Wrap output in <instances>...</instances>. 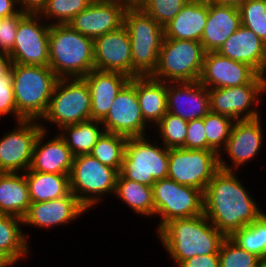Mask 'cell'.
Returning a JSON list of instances; mask_svg holds the SVG:
<instances>
[{"label":"cell","mask_w":266,"mask_h":267,"mask_svg":"<svg viewBox=\"0 0 266 267\" xmlns=\"http://www.w3.org/2000/svg\"><path fill=\"white\" fill-rule=\"evenodd\" d=\"M258 73L248 64L234 61L218 52L205 53L199 82L208 89L249 84Z\"/></svg>","instance_id":"20"},{"label":"cell","mask_w":266,"mask_h":267,"mask_svg":"<svg viewBox=\"0 0 266 267\" xmlns=\"http://www.w3.org/2000/svg\"><path fill=\"white\" fill-rule=\"evenodd\" d=\"M217 52L234 61L248 64L259 75L266 76V44L242 25Z\"/></svg>","instance_id":"23"},{"label":"cell","mask_w":266,"mask_h":267,"mask_svg":"<svg viewBox=\"0 0 266 267\" xmlns=\"http://www.w3.org/2000/svg\"><path fill=\"white\" fill-rule=\"evenodd\" d=\"M118 198L135 215L149 218L155 216L152 186L125 179L120 173L117 178L114 198Z\"/></svg>","instance_id":"31"},{"label":"cell","mask_w":266,"mask_h":267,"mask_svg":"<svg viewBox=\"0 0 266 267\" xmlns=\"http://www.w3.org/2000/svg\"><path fill=\"white\" fill-rule=\"evenodd\" d=\"M260 258L226 237L219 249V267H258Z\"/></svg>","instance_id":"39"},{"label":"cell","mask_w":266,"mask_h":267,"mask_svg":"<svg viewBox=\"0 0 266 267\" xmlns=\"http://www.w3.org/2000/svg\"><path fill=\"white\" fill-rule=\"evenodd\" d=\"M156 234L175 267L197 255L219 254L226 238L204 214L173 219Z\"/></svg>","instance_id":"2"},{"label":"cell","mask_w":266,"mask_h":267,"mask_svg":"<svg viewBox=\"0 0 266 267\" xmlns=\"http://www.w3.org/2000/svg\"><path fill=\"white\" fill-rule=\"evenodd\" d=\"M127 139L120 134L104 132L92 148L90 155L103 165L117 169L120 172Z\"/></svg>","instance_id":"34"},{"label":"cell","mask_w":266,"mask_h":267,"mask_svg":"<svg viewBox=\"0 0 266 267\" xmlns=\"http://www.w3.org/2000/svg\"><path fill=\"white\" fill-rule=\"evenodd\" d=\"M5 116L6 118L12 116L15 122L24 120L17 113L11 70L0 79V117L3 118Z\"/></svg>","instance_id":"41"},{"label":"cell","mask_w":266,"mask_h":267,"mask_svg":"<svg viewBox=\"0 0 266 267\" xmlns=\"http://www.w3.org/2000/svg\"><path fill=\"white\" fill-rule=\"evenodd\" d=\"M265 93L266 76L259 74L246 85L208 89L210 111L235 121L255 119L262 114L258 106Z\"/></svg>","instance_id":"11"},{"label":"cell","mask_w":266,"mask_h":267,"mask_svg":"<svg viewBox=\"0 0 266 267\" xmlns=\"http://www.w3.org/2000/svg\"><path fill=\"white\" fill-rule=\"evenodd\" d=\"M132 54V78L152 76L156 70L163 27L139 6H129L124 13Z\"/></svg>","instance_id":"5"},{"label":"cell","mask_w":266,"mask_h":267,"mask_svg":"<svg viewBox=\"0 0 266 267\" xmlns=\"http://www.w3.org/2000/svg\"><path fill=\"white\" fill-rule=\"evenodd\" d=\"M94 0H47L39 14L50 26L68 24L74 16L86 9Z\"/></svg>","instance_id":"37"},{"label":"cell","mask_w":266,"mask_h":267,"mask_svg":"<svg viewBox=\"0 0 266 267\" xmlns=\"http://www.w3.org/2000/svg\"><path fill=\"white\" fill-rule=\"evenodd\" d=\"M50 25L39 14H25L18 24L12 63L49 66Z\"/></svg>","instance_id":"14"},{"label":"cell","mask_w":266,"mask_h":267,"mask_svg":"<svg viewBox=\"0 0 266 267\" xmlns=\"http://www.w3.org/2000/svg\"><path fill=\"white\" fill-rule=\"evenodd\" d=\"M208 2L218 4V5H226V6H233L236 8H239V6L245 1V0H207Z\"/></svg>","instance_id":"48"},{"label":"cell","mask_w":266,"mask_h":267,"mask_svg":"<svg viewBox=\"0 0 266 267\" xmlns=\"http://www.w3.org/2000/svg\"><path fill=\"white\" fill-rule=\"evenodd\" d=\"M101 123L105 132L127 138L147 136L150 133L152 127L144 120L136 95V77L131 78L122 88Z\"/></svg>","instance_id":"16"},{"label":"cell","mask_w":266,"mask_h":267,"mask_svg":"<svg viewBox=\"0 0 266 267\" xmlns=\"http://www.w3.org/2000/svg\"><path fill=\"white\" fill-rule=\"evenodd\" d=\"M105 132L98 120H87L77 124L63 126L58 130L74 157L90 154L97 140Z\"/></svg>","instance_id":"32"},{"label":"cell","mask_w":266,"mask_h":267,"mask_svg":"<svg viewBox=\"0 0 266 267\" xmlns=\"http://www.w3.org/2000/svg\"><path fill=\"white\" fill-rule=\"evenodd\" d=\"M83 79L88 84L91 94V120L98 121L106 117L116 96L131 80L123 73L96 69L85 75Z\"/></svg>","instance_id":"24"},{"label":"cell","mask_w":266,"mask_h":267,"mask_svg":"<svg viewBox=\"0 0 266 267\" xmlns=\"http://www.w3.org/2000/svg\"><path fill=\"white\" fill-rule=\"evenodd\" d=\"M118 175L117 169L103 165L90 154L79 155L74 157L69 174L70 191L92 210L104 202L106 196L115 194Z\"/></svg>","instance_id":"7"},{"label":"cell","mask_w":266,"mask_h":267,"mask_svg":"<svg viewBox=\"0 0 266 267\" xmlns=\"http://www.w3.org/2000/svg\"><path fill=\"white\" fill-rule=\"evenodd\" d=\"M94 69L132 78L130 36L124 25L94 39Z\"/></svg>","instance_id":"19"},{"label":"cell","mask_w":266,"mask_h":267,"mask_svg":"<svg viewBox=\"0 0 266 267\" xmlns=\"http://www.w3.org/2000/svg\"><path fill=\"white\" fill-rule=\"evenodd\" d=\"M258 267H266V257L259 260Z\"/></svg>","instance_id":"50"},{"label":"cell","mask_w":266,"mask_h":267,"mask_svg":"<svg viewBox=\"0 0 266 267\" xmlns=\"http://www.w3.org/2000/svg\"><path fill=\"white\" fill-rule=\"evenodd\" d=\"M24 15L19 11L13 16L0 19V53L9 55L12 52L19 20Z\"/></svg>","instance_id":"42"},{"label":"cell","mask_w":266,"mask_h":267,"mask_svg":"<svg viewBox=\"0 0 266 267\" xmlns=\"http://www.w3.org/2000/svg\"><path fill=\"white\" fill-rule=\"evenodd\" d=\"M91 119V94L83 78H59L56 82L45 115L41 118L42 130L50 131L55 125L63 126ZM46 125V126H45ZM49 127V128H48Z\"/></svg>","instance_id":"6"},{"label":"cell","mask_w":266,"mask_h":267,"mask_svg":"<svg viewBox=\"0 0 266 267\" xmlns=\"http://www.w3.org/2000/svg\"><path fill=\"white\" fill-rule=\"evenodd\" d=\"M19 11L25 14H40L47 0H16Z\"/></svg>","instance_id":"45"},{"label":"cell","mask_w":266,"mask_h":267,"mask_svg":"<svg viewBox=\"0 0 266 267\" xmlns=\"http://www.w3.org/2000/svg\"><path fill=\"white\" fill-rule=\"evenodd\" d=\"M0 263H15L7 258H4L0 255Z\"/></svg>","instance_id":"52"},{"label":"cell","mask_w":266,"mask_h":267,"mask_svg":"<svg viewBox=\"0 0 266 267\" xmlns=\"http://www.w3.org/2000/svg\"><path fill=\"white\" fill-rule=\"evenodd\" d=\"M49 67L58 78H83L94 69V39L68 24L51 25Z\"/></svg>","instance_id":"3"},{"label":"cell","mask_w":266,"mask_h":267,"mask_svg":"<svg viewBox=\"0 0 266 267\" xmlns=\"http://www.w3.org/2000/svg\"><path fill=\"white\" fill-rule=\"evenodd\" d=\"M207 0H189L165 27L164 39L195 40L200 42L208 17Z\"/></svg>","instance_id":"26"},{"label":"cell","mask_w":266,"mask_h":267,"mask_svg":"<svg viewBox=\"0 0 266 267\" xmlns=\"http://www.w3.org/2000/svg\"><path fill=\"white\" fill-rule=\"evenodd\" d=\"M149 135L127 139L119 173L125 179L153 186L155 181L167 178L169 158L168 148Z\"/></svg>","instance_id":"8"},{"label":"cell","mask_w":266,"mask_h":267,"mask_svg":"<svg viewBox=\"0 0 266 267\" xmlns=\"http://www.w3.org/2000/svg\"><path fill=\"white\" fill-rule=\"evenodd\" d=\"M234 121L228 116L211 111L203 117L207 138V150H212L218 155L224 150L230 137Z\"/></svg>","instance_id":"35"},{"label":"cell","mask_w":266,"mask_h":267,"mask_svg":"<svg viewBox=\"0 0 266 267\" xmlns=\"http://www.w3.org/2000/svg\"><path fill=\"white\" fill-rule=\"evenodd\" d=\"M136 95L144 120L153 128L167 113V82L136 77Z\"/></svg>","instance_id":"27"},{"label":"cell","mask_w":266,"mask_h":267,"mask_svg":"<svg viewBox=\"0 0 266 267\" xmlns=\"http://www.w3.org/2000/svg\"><path fill=\"white\" fill-rule=\"evenodd\" d=\"M155 216L159 217L156 233L173 219L191 218L204 214V192L165 178L152 186Z\"/></svg>","instance_id":"10"},{"label":"cell","mask_w":266,"mask_h":267,"mask_svg":"<svg viewBox=\"0 0 266 267\" xmlns=\"http://www.w3.org/2000/svg\"><path fill=\"white\" fill-rule=\"evenodd\" d=\"M261 118L234 121L226 147L219 154L220 169L238 172L260 155L265 136Z\"/></svg>","instance_id":"13"},{"label":"cell","mask_w":266,"mask_h":267,"mask_svg":"<svg viewBox=\"0 0 266 267\" xmlns=\"http://www.w3.org/2000/svg\"><path fill=\"white\" fill-rule=\"evenodd\" d=\"M16 263H0V267H14Z\"/></svg>","instance_id":"51"},{"label":"cell","mask_w":266,"mask_h":267,"mask_svg":"<svg viewBox=\"0 0 266 267\" xmlns=\"http://www.w3.org/2000/svg\"><path fill=\"white\" fill-rule=\"evenodd\" d=\"M178 267H219V254L197 255L184 260Z\"/></svg>","instance_id":"44"},{"label":"cell","mask_w":266,"mask_h":267,"mask_svg":"<svg viewBox=\"0 0 266 267\" xmlns=\"http://www.w3.org/2000/svg\"><path fill=\"white\" fill-rule=\"evenodd\" d=\"M31 201L24 173L0 172V214L24 218Z\"/></svg>","instance_id":"29"},{"label":"cell","mask_w":266,"mask_h":267,"mask_svg":"<svg viewBox=\"0 0 266 267\" xmlns=\"http://www.w3.org/2000/svg\"><path fill=\"white\" fill-rule=\"evenodd\" d=\"M89 210L77 199V197L70 192L67 196L31 203L29 210L25 217L23 218V225L27 226L26 229L30 228H42L47 231L52 228L61 225H68L74 222H77L78 217L82 219V215Z\"/></svg>","instance_id":"18"},{"label":"cell","mask_w":266,"mask_h":267,"mask_svg":"<svg viewBox=\"0 0 266 267\" xmlns=\"http://www.w3.org/2000/svg\"><path fill=\"white\" fill-rule=\"evenodd\" d=\"M167 178L203 192L220 170L219 155L212 150L168 149Z\"/></svg>","instance_id":"12"},{"label":"cell","mask_w":266,"mask_h":267,"mask_svg":"<svg viewBox=\"0 0 266 267\" xmlns=\"http://www.w3.org/2000/svg\"><path fill=\"white\" fill-rule=\"evenodd\" d=\"M0 137V172L24 173L31 165L35 141L42 130L40 121L21 120Z\"/></svg>","instance_id":"15"},{"label":"cell","mask_w":266,"mask_h":267,"mask_svg":"<svg viewBox=\"0 0 266 267\" xmlns=\"http://www.w3.org/2000/svg\"><path fill=\"white\" fill-rule=\"evenodd\" d=\"M142 0H124L129 6H138Z\"/></svg>","instance_id":"49"},{"label":"cell","mask_w":266,"mask_h":267,"mask_svg":"<svg viewBox=\"0 0 266 267\" xmlns=\"http://www.w3.org/2000/svg\"><path fill=\"white\" fill-rule=\"evenodd\" d=\"M240 26L239 8L209 2L206 26L200 41L205 52H217Z\"/></svg>","instance_id":"25"},{"label":"cell","mask_w":266,"mask_h":267,"mask_svg":"<svg viewBox=\"0 0 266 267\" xmlns=\"http://www.w3.org/2000/svg\"><path fill=\"white\" fill-rule=\"evenodd\" d=\"M11 71L17 113L24 120L40 121L59 78L49 66L12 63Z\"/></svg>","instance_id":"4"},{"label":"cell","mask_w":266,"mask_h":267,"mask_svg":"<svg viewBox=\"0 0 266 267\" xmlns=\"http://www.w3.org/2000/svg\"><path fill=\"white\" fill-rule=\"evenodd\" d=\"M205 50L195 40H162L154 79L164 82L199 81Z\"/></svg>","instance_id":"9"},{"label":"cell","mask_w":266,"mask_h":267,"mask_svg":"<svg viewBox=\"0 0 266 267\" xmlns=\"http://www.w3.org/2000/svg\"><path fill=\"white\" fill-rule=\"evenodd\" d=\"M209 111L208 88L199 81L167 82V112L191 121Z\"/></svg>","instance_id":"21"},{"label":"cell","mask_w":266,"mask_h":267,"mask_svg":"<svg viewBox=\"0 0 266 267\" xmlns=\"http://www.w3.org/2000/svg\"><path fill=\"white\" fill-rule=\"evenodd\" d=\"M25 178L31 203L59 199L71 192L68 174L42 173L28 169Z\"/></svg>","instance_id":"30"},{"label":"cell","mask_w":266,"mask_h":267,"mask_svg":"<svg viewBox=\"0 0 266 267\" xmlns=\"http://www.w3.org/2000/svg\"><path fill=\"white\" fill-rule=\"evenodd\" d=\"M23 228L22 218L0 214V255L17 265L18 262L20 263V261L30 257L32 251V245L29 246L31 234L28 235L25 232L27 230H22Z\"/></svg>","instance_id":"28"},{"label":"cell","mask_w":266,"mask_h":267,"mask_svg":"<svg viewBox=\"0 0 266 267\" xmlns=\"http://www.w3.org/2000/svg\"><path fill=\"white\" fill-rule=\"evenodd\" d=\"M49 133L46 130L40 131L34 144L29 169L42 173L69 175L74 155L58 132L53 134L54 137L49 136Z\"/></svg>","instance_id":"22"},{"label":"cell","mask_w":266,"mask_h":267,"mask_svg":"<svg viewBox=\"0 0 266 267\" xmlns=\"http://www.w3.org/2000/svg\"><path fill=\"white\" fill-rule=\"evenodd\" d=\"M188 121L167 112L153 127L154 137L166 148H182L185 144ZM155 132L158 136L155 135ZM160 136V137H159ZM157 137V138H156Z\"/></svg>","instance_id":"36"},{"label":"cell","mask_w":266,"mask_h":267,"mask_svg":"<svg viewBox=\"0 0 266 267\" xmlns=\"http://www.w3.org/2000/svg\"><path fill=\"white\" fill-rule=\"evenodd\" d=\"M229 238L260 259L266 257V211L251 224L234 231Z\"/></svg>","instance_id":"33"},{"label":"cell","mask_w":266,"mask_h":267,"mask_svg":"<svg viewBox=\"0 0 266 267\" xmlns=\"http://www.w3.org/2000/svg\"><path fill=\"white\" fill-rule=\"evenodd\" d=\"M18 12L16 0H0V19L13 16Z\"/></svg>","instance_id":"46"},{"label":"cell","mask_w":266,"mask_h":267,"mask_svg":"<svg viewBox=\"0 0 266 267\" xmlns=\"http://www.w3.org/2000/svg\"><path fill=\"white\" fill-rule=\"evenodd\" d=\"M189 0H142L138 6L165 27Z\"/></svg>","instance_id":"40"},{"label":"cell","mask_w":266,"mask_h":267,"mask_svg":"<svg viewBox=\"0 0 266 267\" xmlns=\"http://www.w3.org/2000/svg\"><path fill=\"white\" fill-rule=\"evenodd\" d=\"M12 66V59L8 54L0 53V79L6 75Z\"/></svg>","instance_id":"47"},{"label":"cell","mask_w":266,"mask_h":267,"mask_svg":"<svg viewBox=\"0 0 266 267\" xmlns=\"http://www.w3.org/2000/svg\"><path fill=\"white\" fill-rule=\"evenodd\" d=\"M129 5L121 0H94L68 23L75 31L96 39L124 25V13Z\"/></svg>","instance_id":"17"},{"label":"cell","mask_w":266,"mask_h":267,"mask_svg":"<svg viewBox=\"0 0 266 267\" xmlns=\"http://www.w3.org/2000/svg\"><path fill=\"white\" fill-rule=\"evenodd\" d=\"M236 171L220 169L204 191V215L226 237L263 212Z\"/></svg>","instance_id":"1"},{"label":"cell","mask_w":266,"mask_h":267,"mask_svg":"<svg viewBox=\"0 0 266 267\" xmlns=\"http://www.w3.org/2000/svg\"><path fill=\"white\" fill-rule=\"evenodd\" d=\"M182 148L189 150H207V138L203 118L188 121L185 144Z\"/></svg>","instance_id":"43"},{"label":"cell","mask_w":266,"mask_h":267,"mask_svg":"<svg viewBox=\"0 0 266 267\" xmlns=\"http://www.w3.org/2000/svg\"><path fill=\"white\" fill-rule=\"evenodd\" d=\"M241 25L266 44V0H245L240 6Z\"/></svg>","instance_id":"38"}]
</instances>
